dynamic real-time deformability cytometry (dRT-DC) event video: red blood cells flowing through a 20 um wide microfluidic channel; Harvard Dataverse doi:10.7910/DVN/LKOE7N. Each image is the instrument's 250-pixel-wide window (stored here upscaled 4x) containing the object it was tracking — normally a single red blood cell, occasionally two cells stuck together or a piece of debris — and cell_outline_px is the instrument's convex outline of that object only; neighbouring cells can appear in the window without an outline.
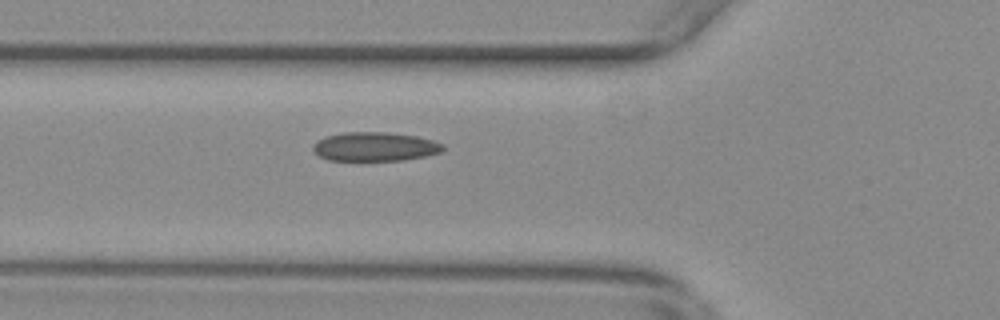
{"species": "common noctule bat (a hibernating species)", "species_latin": "Nyctalus noctula", "temperature_condition": "warm", "stored_images_in_passage": 34, "camera_frame_rate_fps": 3000, "um_per_image_px": 0.085, "animal": {"sex": "female", "body_mass_g": 29.2, "forearm_length_mm": 56.3}, "frame": {"image": 1, "passage_image": 13, "time_ms": 4.0, "image_size_px": [1000, 320], "cell_outline_px": [[444, 148], [440, 152], [424, 156], [404, 160], [328, 160], [320, 156], [312, 148], [312, 144], [316, 140], [324, 136], [344, 132], [384, 132], [416, 136], [432, 140], [444, 144]], "centroid_in_image_um": [31.83, 12.45], "position_along_channel_um": 94.0, "area_um2": 21.91}}
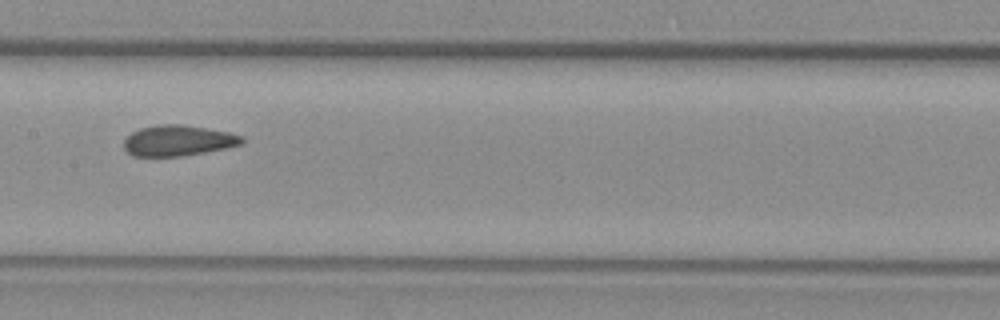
{"frame": {"image": 2, "passage_image": 21, "time_ms": 6.667, "image_size_px": [1000, 320], "cell_outline_px": [[244, 140], [240, 144], [228, 148], [184, 156], [132, 156], [124, 148], [124, 140], [132, 132], [140, 128], [160, 124], [180, 124], [228, 132], [244, 136]], "centroid_in_image_um": [15.14, 11.95], "position_along_channel_um": 192.3, "area_um2": 21.1}}
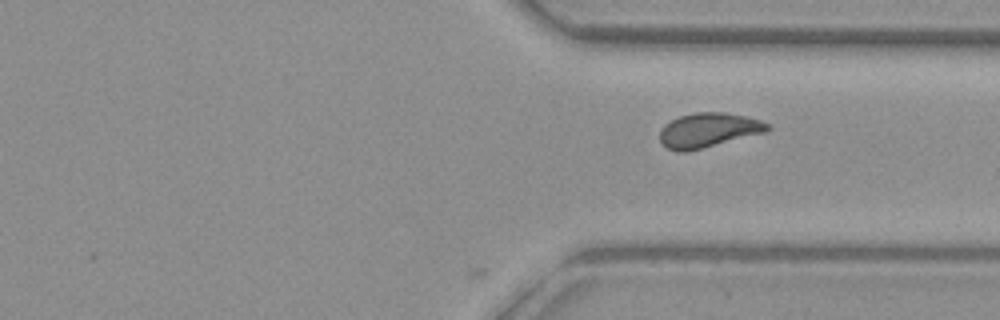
{"frame": {"image": 3, "passage_image": 34, "time_ms": 11.0, "image_size_px": [1000, 320], "cell_outline_px": [[772, 128], [764, 132], [688, 152], [676, 152], [668, 148], [660, 140], [660, 128], [664, 124], [680, 116], [696, 112], [724, 112], [748, 116], [760, 120], [768, 124]], "centroid_in_image_um": [60.2, 11.06], "position_along_channel_um": 351.2, "area_um2": 21.62}}